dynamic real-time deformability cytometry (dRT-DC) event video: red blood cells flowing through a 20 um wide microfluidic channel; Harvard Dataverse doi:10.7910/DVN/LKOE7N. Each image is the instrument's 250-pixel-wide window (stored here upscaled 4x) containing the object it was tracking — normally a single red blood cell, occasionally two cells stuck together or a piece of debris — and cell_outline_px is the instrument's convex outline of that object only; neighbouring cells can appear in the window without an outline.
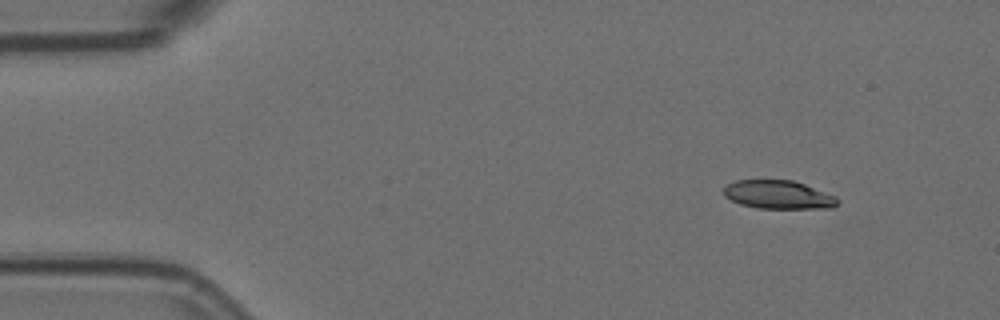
{"species": "Egyptian fruit bat (a non-hibernating species)", "species_latin": "Rousettus aegyptiacus", "temperature_condition": "room temperature", "stored_images_in_passage": 4, "camera_frame_rate_fps": 3000, "um_per_image_px": 0.085, "animal": {"sex": "female"}, "frame": {"image": 1, "passage_image": 1, "time_ms": 0.0, "image_size_px": [1000, 320], "cell_outline_px": [[840, 204], [832, 208], [756, 208], [740, 204], [724, 196], [724, 184], [736, 180], [792, 180], [804, 184], [836, 196], [840, 200]], "centroid_in_image_um": [66.16, 16.55], "position_along_channel_um": 18.8, "area_um2": 19.02}}
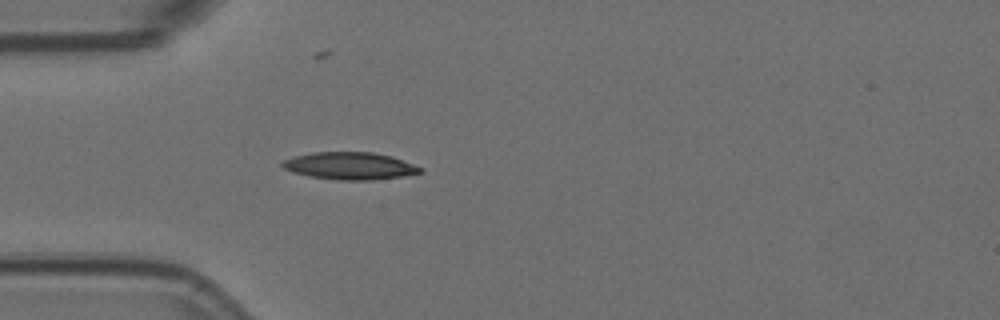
{"frame": {"image": 2, "passage_image": 4, "time_ms": 1.0, "image_size_px": [1000, 320], "cell_outline_px": [[424, 172], [400, 176], [372, 180], [336, 180], [312, 176], [292, 172], [284, 168], [280, 164], [284, 160], [292, 156], [312, 152], [372, 152], [392, 156], [424, 168]], "centroid_in_image_um": [29.74, 14.09], "position_along_channel_um": 55.3, "area_um2": 21.96}}